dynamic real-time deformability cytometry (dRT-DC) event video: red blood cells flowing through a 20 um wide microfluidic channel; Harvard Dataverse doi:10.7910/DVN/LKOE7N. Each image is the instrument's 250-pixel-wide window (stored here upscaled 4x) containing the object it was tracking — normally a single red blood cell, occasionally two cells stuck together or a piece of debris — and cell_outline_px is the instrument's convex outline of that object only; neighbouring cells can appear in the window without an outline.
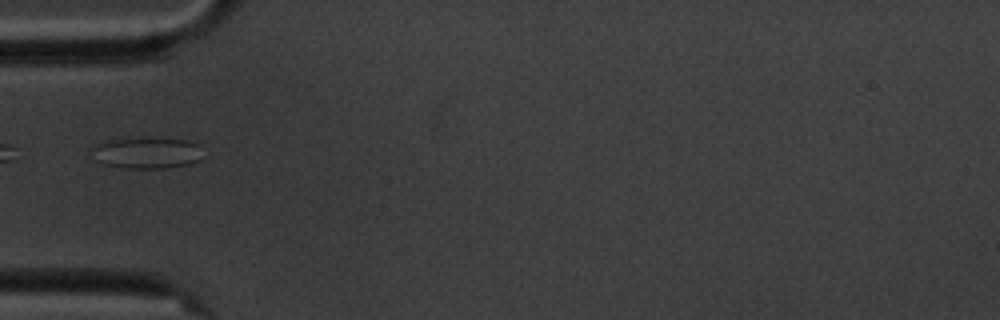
{"species": "common noctule bat (a hibernating species)", "species_latin": "Nyctalus noctula", "temperature_condition": "cold", "stored_images_in_passage": 8, "camera_frame_rate_fps": 3000, "um_per_image_px": 0.085, "animal": {"sex": "male", "body_mass_g": 20.1, "forearm_length_mm": 53.5}, "frame": {"image": 1, "passage_image": 2, "time_ms": 1.333, "image_size_px": [1000, 320], "cell_outline_px": [[200, 160], [192, 164], [164, 168], [120, 168], [104, 164], [96, 160], [92, 148], [92, 144], [108, 140], [184, 140], [200, 144]], "centroid_in_image_um": [12.47, 13.04], "position_along_channel_um": 72.5, "area_um2": 19.65}}
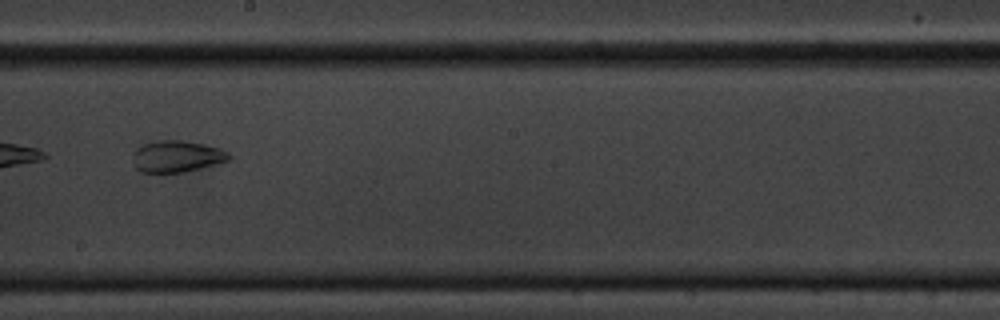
{"frame": {"image": 2, "passage_image": 6, "time_ms": 6.0, "image_size_px": [1000, 320], "cell_outline_px": [[232, 156], [228, 160], [216, 164], [180, 172], [140, 172], [136, 168], [132, 156], [132, 152], [136, 148], [144, 144], [156, 140], [180, 140], [204, 144], [220, 148], [228, 152]], "centroid_in_image_um": [15.0, 13.28], "position_along_channel_um": 233.2, "area_um2": 17.63}}
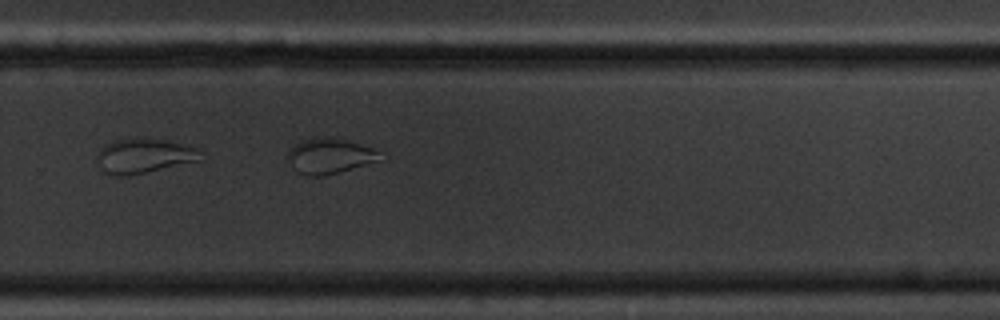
{"frame": {"image": 3, "passage_image": 8, "time_ms": 8.0, "image_size_px": [1000, 320], "cell_outline_px": [[384, 160], [324, 176], [304, 176], [296, 172], [292, 168], [284, 156], [288, 148], [300, 140], [316, 136], [340, 136], [372, 148], [380, 152]], "centroid_in_image_um": [27.98, 13.23], "position_along_channel_um": 301.8, "area_um2": 20.17}}